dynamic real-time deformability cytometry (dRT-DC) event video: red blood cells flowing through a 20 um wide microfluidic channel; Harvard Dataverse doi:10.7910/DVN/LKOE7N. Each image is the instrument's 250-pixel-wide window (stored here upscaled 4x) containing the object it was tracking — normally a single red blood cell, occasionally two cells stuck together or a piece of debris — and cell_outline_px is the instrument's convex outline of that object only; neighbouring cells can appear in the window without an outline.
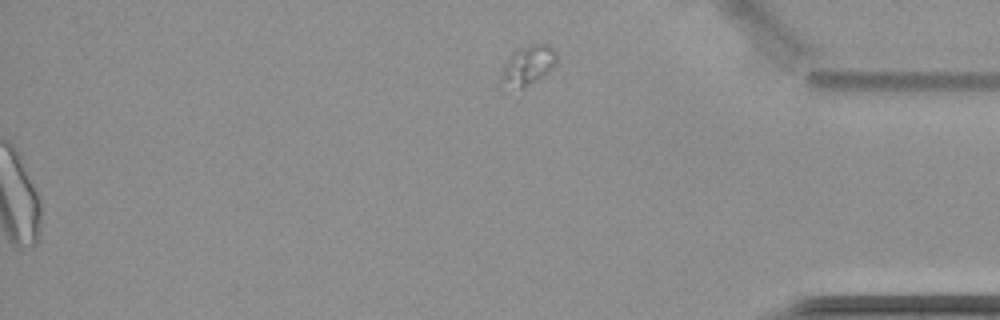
{"species": "common noctule bat (a hibernating species)", "species_latin": "Nyctalus noctula", "temperature_condition": "cold", "stored_images_in_passage": 63, "segment_of_instrument_passage": [2, 2], "camera_frame_rate_fps": 3000, "um_per_image_px": 0.085, "animal": {"sex": "female", "body_mass_g": 22.7, "forearm_length_mm": 54.2}, "frame": {"image": 1, "passage_image": 63, "time_ms": 20.667, "image_size_px": [1000, 320], "cell_outline_px": [[556, 64], [540, 76], [520, 88], [496, 84], [508, 60], [516, 48], [532, 44], [548, 44], [556, 52]], "centroid_in_image_um": [44.83, 5.52], "position_along_channel_um": 390.4, "area_um2": 12.31}}